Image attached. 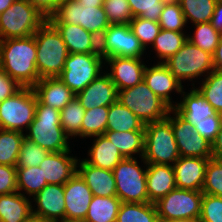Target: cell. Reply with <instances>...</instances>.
<instances>
[{
	"mask_svg": "<svg viewBox=\"0 0 222 222\" xmlns=\"http://www.w3.org/2000/svg\"><path fill=\"white\" fill-rule=\"evenodd\" d=\"M34 35L0 40V68L21 87H33L39 80Z\"/></svg>",
	"mask_w": 222,
	"mask_h": 222,
	"instance_id": "cell-1",
	"label": "cell"
},
{
	"mask_svg": "<svg viewBox=\"0 0 222 222\" xmlns=\"http://www.w3.org/2000/svg\"><path fill=\"white\" fill-rule=\"evenodd\" d=\"M25 137L48 152L70 150L69 136L61 126L60 111L38 100L34 120L29 125Z\"/></svg>",
	"mask_w": 222,
	"mask_h": 222,
	"instance_id": "cell-2",
	"label": "cell"
},
{
	"mask_svg": "<svg viewBox=\"0 0 222 222\" xmlns=\"http://www.w3.org/2000/svg\"><path fill=\"white\" fill-rule=\"evenodd\" d=\"M34 37L37 49L36 67L40 79L58 77L69 55L61 34L49 20H46Z\"/></svg>",
	"mask_w": 222,
	"mask_h": 222,
	"instance_id": "cell-3",
	"label": "cell"
},
{
	"mask_svg": "<svg viewBox=\"0 0 222 222\" xmlns=\"http://www.w3.org/2000/svg\"><path fill=\"white\" fill-rule=\"evenodd\" d=\"M142 157L147 164L171 166L180 157L171 122L167 118L145 124Z\"/></svg>",
	"mask_w": 222,
	"mask_h": 222,
	"instance_id": "cell-4",
	"label": "cell"
},
{
	"mask_svg": "<svg viewBox=\"0 0 222 222\" xmlns=\"http://www.w3.org/2000/svg\"><path fill=\"white\" fill-rule=\"evenodd\" d=\"M46 20L28 0H15L0 14V40L32 36Z\"/></svg>",
	"mask_w": 222,
	"mask_h": 222,
	"instance_id": "cell-5",
	"label": "cell"
},
{
	"mask_svg": "<svg viewBox=\"0 0 222 222\" xmlns=\"http://www.w3.org/2000/svg\"><path fill=\"white\" fill-rule=\"evenodd\" d=\"M117 101L132 111L144 124L167 118L170 107L142 81L118 91Z\"/></svg>",
	"mask_w": 222,
	"mask_h": 222,
	"instance_id": "cell-6",
	"label": "cell"
},
{
	"mask_svg": "<svg viewBox=\"0 0 222 222\" xmlns=\"http://www.w3.org/2000/svg\"><path fill=\"white\" fill-rule=\"evenodd\" d=\"M141 159L145 164L144 170L134 156V158L122 159L112 171L116 182V196L121 202H150L146 187L147 163L143 157Z\"/></svg>",
	"mask_w": 222,
	"mask_h": 222,
	"instance_id": "cell-7",
	"label": "cell"
},
{
	"mask_svg": "<svg viewBox=\"0 0 222 222\" xmlns=\"http://www.w3.org/2000/svg\"><path fill=\"white\" fill-rule=\"evenodd\" d=\"M164 64L180 84H182V80L193 81L203 74L205 78L214 70L213 55L203 51L188 40Z\"/></svg>",
	"mask_w": 222,
	"mask_h": 222,
	"instance_id": "cell-8",
	"label": "cell"
},
{
	"mask_svg": "<svg viewBox=\"0 0 222 222\" xmlns=\"http://www.w3.org/2000/svg\"><path fill=\"white\" fill-rule=\"evenodd\" d=\"M48 20L52 24L79 25L99 39L110 26L103 6L82 7L77 0H64Z\"/></svg>",
	"mask_w": 222,
	"mask_h": 222,
	"instance_id": "cell-9",
	"label": "cell"
},
{
	"mask_svg": "<svg viewBox=\"0 0 222 222\" xmlns=\"http://www.w3.org/2000/svg\"><path fill=\"white\" fill-rule=\"evenodd\" d=\"M36 104L37 97L31 87H22L0 102V129L26 132L34 120Z\"/></svg>",
	"mask_w": 222,
	"mask_h": 222,
	"instance_id": "cell-10",
	"label": "cell"
},
{
	"mask_svg": "<svg viewBox=\"0 0 222 222\" xmlns=\"http://www.w3.org/2000/svg\"><path fill=\"white\" fill-rule=\"evenodd\" d=\"M102 64L105 59L101 54L69 53L58 78L76 95L103 73Z\"/></svg>",
	"mask_w": 222,
	"mask_h": 222,
	"instance_id": "cell-11",
	"label": "cell"
},
{
	"mask_svg": "<svg viewBox=\"0 0 222 222\" xmlns=\"http://www.w3.org/2000/svg\"><path fill=\"white\" fill-rule=\"evenodd\" d=\"M202 197V191L174 188L155 202L159 221L180 218L199 220Z\"/></svg>",
	"mask_w": 222,
	"mask_h": 222,
	"instance_id": "cell-12",
	"label": "cell"
},
{
	"mask_svg": "<svg viewBox=\"0 0 222 222\" xmlns=\"http://www.w3.org/2000/svg\"><path fill=\"white\" fill-rule=\"evenodd\" d=\"M99 53L106 59L113 56L142 58L145 53L129 24H111L99 39Z\"/></svg>",
	"mask_w": 222,
	"mask_h": 222,
	"instance_id": "cell-13",
	"label": "cell"
},
{
	"mask_svg": "<svg viewBox=\"0 0 222 222\" xmlns=\"http://www.w3.org/2000/svg\"><path fill=\"white\" fill-rule=\"evenodd\" d=\"M167 119L171 122L181 157L212 158V144L196 132L193 125L175 109H170Z\"/></svg>",
	"mask_w": 222,
	"mask_h": 222,
	"instance_id": "cell-14",
	"label": "cell"
},
{
	"mask_svg": "<svg viewBox=\"0 0 222 222\" xmlns=\"http://www.w3.org/2000/svg\"><path fill=\"white\" fill-rule=\"evenodd\" d=\"M93 193L76 172L64 184L65 221H84Z\"/></svg>",
	"mask_w": 222,
	"mask_h": 222,
	"instance_id": "cell-15",
	"label": "cell"
},
{
	"mask_svg": "<svg viewBox=\"0 0 222 222\" xmlns=\"http://www.w3.org/2000/svg\"><path fill=\"white\" fill-rule=\"evenodd\" d=\"M32 215L50 222L65 221L64 185L47 184L33 198Z\"/></svg>",
	"mask_w": 222,
	"mask_h": 222,
	"instance_id": "cell-16",
	"label": "cell"
},
{
	"mask_svg": "<svg viewBox=\"0 0 222 222\" xmlns=\"http://www.w3.org/2000/svg\"><path fill=\"white\" fill-rule=\"evenodd\" d=\"M141 58H125L113 56L105 59L110 66L107 73L116 85L117 91L124 90L141 83L144 80L146 64Z\"/></svg>",
	"mask_w": 222,
	"mask_h": 222,
	"instance_id": "cell-17",
	"label": "cell"
},
{
	"mask_svg": "<svg viewBox=\"0 0 222 222\" xmlns=\"http://www.w3.org/2000/svg\"><path fill=\"white\" fill-rule=\"evenodd\" d=\"M103 74L76 94V98L85 110L101 106L109 107L117 101L118 91L116 85L106 72Z\"/></svg>",
	"mask_w": 222,
	"mask_h": 222,
	"instance_id": "cell-18",
	"label": "cell"
},
{
	"mask_svg": "<svg viewBox=\"0 0 222 222\" xmlns=\"http://www.w3.org/2000/svg\"><path fill=\"white\" fill-rule=\"evenodd\" d=\"M70 152H49L40 163L47 184L64 185L77 172L78 158L70 156Z\"/></svg>",
	"mask_w": 222,
	"mask_h": 222,
	"instance_id": "cell-19",
	"label": "cell"
},
{
	"mask_svg": "<svg viewBox=\"0 0 222 222\" xmlns=\"http://www.w3.org/2000/svg\"><path fill=\"white\" fill-rule=\"evenodd\" d=\"M209 159L180 156L173 164L176 188L202 191Z\"/></svg>",
	"mask_w": 222,
	"mask_h": 222,
	"instance_id": "cell-20",
	"label": "cell"
},
{
	"mask_svg": "<svg viewBox=\"0 0 222 222\" xmlns=\"http://www.w3.org/2000/svg\"><path fill=\"white\" fill-rule=\"evenodd\" d=\"M147 86L156 94L162 101H164L171 109L176 107L174 101L170 97L172 90L181 94L184 89L171 74L168 67L164 63H156L152 67L145 68L144 80ZM173 102V103H172Z\"/></svg>",
	"mask_w": 222,
	"mask_h": 222,
	"instance_id": "cell-21",
	"label": "cell"
},
{
	"mask_svg": "<svg viewBox=\"0 0 222 222\" xmlns=\"http://www.w3.org/2000/svg\"><path fill=\"white\" fill-rule=\"evenodd\" d=\"M32 88L40 103L59 111L76 97L58 77L41 78Z\"/></svg>",
	"mask_w": 222,
	"mask_h": 222,
	"instance_id": "cell-22",
	"label": "cell"
},
{
	"mask_svg": "<svg viewBox=\"0 0 222 222\" xmlns=\"http://www.w3.org/2000/svg\"><path fill=\"white\" fill-rule=\"evenodd\" d=\"M77 173L91 189L93 196H116V182L111 170L95 167L84 159L77 161Z\"/></svg>",
	"mask_w": 222,
	"mask_h": 222,
	"instance_id": "cell-23",
	"label": "cell"
},
{
	"mask_svg": "<svg viewBox=\"0 0 222 222\" xmlns=\"http://www.w3.org/2000/svg\"><path fill=\"white\" fill-rule=\"evenodd\" d=\"M62 36L69 53L100 54L99 38L79 25L53 24Z\"/></svg>",
	"mask_w": 222,
	"mask_h": 222,
	"instance_id": "cell-24",
	"label": "cell"
},
{
	"mask_svg": "<svg viewBox=\"0 0 222 222\" xmlns=\"http://www.w3.org/2000/svg\"><path fill=\"white\" fill-rule=\"evenodd\" d=\"M146 187L149 201L157 202L176 188L173 166L163 164H147Z\"/></svg>",
	"mask_w": 222,
	"mask_h": 222,
	"instance_id": "cell-25",
	"label": "cell"
},
{
	"mask_svg": "<svg viewBox=\"0 0 222 222\" xmlns=\"http://www.w3.org/2000/svg\"><path fill=\"white\" fill-rule=\"evenodd\" d=\"M193 87L187 93L182 90L179 103H176L174 108L184 119L190 122L192 125L203 121L206 117L213 116L217 112L212 108L208 101Z\"/></svg>",
	"mask_w": 222,
	"mask_h": 222,
	"instance_id": "cell-26",
	"label": "cell"
},
{
	"mask_svg": "<svg viewBox=\"0 0 222 222\" xmlns=\"http://www.w3.org/2000/svg\"><path fill=\"white\" fill-rule=\"evenodd\" d=\"M95 139L93 145L88 150V157L84 159L88 164L95 167L111 170L122 160L124 157L117 147L105 136H93Z\"/></svg>",
	"mask_w": 222,
	"mask_h": 222,
	"instance_id": "cell-27",
	"label": "cell"
},
{
	"mask_svg": "<svg viewBox=\"0 0 222 222\" xmlns=\"http://www.w3.org/2000/svg\"><path fill=\"white\" fill-rule=\"evenodd\" d=\"M31 203L18 191L0 195V222H25L32 216Z\"/></svg>",
	"mask_w": 222,
	"mask_h": 222,
	"instance_id": "cell-28",
	"label": "cell"
},
{
	"mask_svg": "<svg viewBox=\"0 0 222 222\" xmlns=\"http://www.w3.org/2000/svg\"><path fill=\"white\" fill-rule=\"evenodd\" d=\"M104 135L118 148L124 158H139L144 153V130L111 131L106 130Z\"/></svg>",
	"mask_w": 222,
	"mask_h": 222,
	"instance_id": "cell-29",
	"label": "cell"
},
{
	"mask_svg": "<svg viewBox=\"0 0 222 222\" xmlns=\"http://www.w3.org/2000/svg\"><path fill=\"white\" fill-rule=\"evenodd\" d=\"M144 129L145 124L119 101L109 106L107 130L121 132Z\"/></svg>",
	"mask_w": 222,
	"mask_h": 222,
	"instance_id": "cell-30",
	"label": "cell"
},
{
	"mask_svg": "<svg viewBox=\"0 0 222 222\" xmlns=\"http://www.w3.org/2000/svg\"><path fill=\"white\" fill-rule=\"evenodd\" d=\"M121 200L117 196H93L85 222H116Z\"/></svg>",
	"mask_w": 222,
	"mask_h": 222,
	"instance_id": "cell-31",
	"label": "cell"
},
{
	"mask_svg": "<svg viewBox=\"0 0 222 222\" xmlns=\"http://www.w3.org/2000/svg\"><path fill=\"white\" fill-rule=\"evenodd\" d=\"M116 222H160L155 203L122 202Z\"/></svg>",
	"mask_w": 222,
	"mask_h": 222,
	"instance_id": "cell-32",
	"label": "cell"
},
{
	"mask_svg": "<svg viewBox=\"0 0 222 222\" xmlns=\"http://www.w3.org/2000/svg\"><path fill=\"white\" fill-rule=\"evenodd\" d=\"M186 41L187 35L184 32L161 29L152 44V48L160 60L159 63H164L176 54Z\"/></svg>",
	"mask_w": 222,
	"mask_h": 222,
	"instance_id": "cell-33",
	"label": "cell"
},
{
	"mask_svg": "<svg viewBox=\"0 0 222 222\" xmlns=\"http://www.w3.org/2000/svg\"><path fill=\"white\" fill-rule=\"evenodd\" d=\"M24 137L23 132L0 129V164L16 166Z\"/></svg>",
	"mask_w": 222,
	"mask_h": 222,
	"instance_id": "cell-34",
	"label": "cell"
},
{
	"mask_svg": "<svg viewBox=\"0 0 222 222\" xmlns=\"http://www.w3.org/2000/svg\"><path fill=\"white\" fill-rule=\"evenodd\" d=\"M186 23L193 25L211 21L218 0H178ZM188 21V22H187Z\"/></svg>",
	"mask_w": 222,
	"mask_h": 222,
	"instance_id": "cell-35",
	"label": "cell"
},
{
	"mask_svg": "<svg viewBox=\"0 0 222 222\" xmlns=\"http://www.w3.org/2000/svg\"><path fill=\"white\" fill-rule=\"evenodd\" d=\"M17 169V191L29 198L34 197L40 190H42L47 182L43 179L42 169L37 167H16Z\"/></svg>",
	"mask_w": 222,
	"mask_h": 222,
	"instance_id": "cell-36",
	"label": "cell"
},
{
	"mask_svg": "<svg viewBox=\"0 0 222 222\" xmlns=\"http://www.w3.org/2000/svg\"><path fill=\"white\" fill-rule=\"evenodd\" d=\"M109 107H97L85 110L81 124V137L90 138L97 135H104L107 130V116Z\"/></svg>",
	"mask_w": 222,
	"mask_h": 222,
	"instance_id": "cell-37",
	"label": "cell"
},
{
	"mask_svg": "<svg viewBox=\"0 0 222 222\" xmlns=\"http://www.w3.org/2000/svg\"><path fill=\"white\" fill-rule=\"evenodd\" d=\"M84 113L85 109L76 97L60 111L61 126L69 137H81Z\"/></svg>",
	"mask_w": 222,
	"mask_h": 222,
	"instance_id": "cell-38",
	"label": "cell"
},
{
	"mask_svg": "<svg viewBox=\"0 0 222 222\" xmlns=\"http://www.w3.org/2000/svg\"><path fill=\"white\" fill-rule=\"evenodd\" d=\"M196 89L208 101L212 108L222 114V72L213 70Z\"/></svg>",
	"mask_w": 222,
	"mask_h": 222,
	"instance_id": "cell-39",
	"label": "cell"
},
{
	"mask_svg": "<svg viewBox=\"0 0 222 222\" xmlns=\"http://www.w3.org/2000/svg\"><path fill=\"white\" fill-rule=\"evenodd\" d=\"M193 36L188 35L187 40L203 51L213 55L219 44L222 33L214 29L210 22L195 24Z\"/></svg>",
	"mask_w": 222,
	"mask_h": 222,
	"instance_id": "cell-40",
	"label": "cell"
},
{
	"mask_svg": "<svg viewBox=\"0 0 222 222\" xmlns=\"http://www.w3.org/2000/svg\"><path fill=\"white\" fill-rule=\"evenodd\" d=\"M158 23L161 29L184 32L187 23L178 0L165 2Z\"/></svg>",
	"mask_w": 222,
	"mask_h": 222,
	"instance_id": "cell-41",
	"label": "cell"
},
{
	"mask_svg": "<svg viewBox=\"0 0 222 222\" xmlns=\"http://www.w3.org/2000/svg\"><path fill=\"white\" fill-rule=\"evenodd\" d=\"M129 26L145 50L150 44L152 46L155 38L158 36L161 30L158 22L150 21L142 17H133L129 22Z\"/></svg>",
	"mask_w": 222,
	"mask_h": 222,
	"instance_id": "cell-42",
	"label": "cell"
},
{
	"mask_svg": "<svg viewBox=\"0 0 222 222\" xmlns=\"http://www.w3.org/2000/svg\"><path fill=\"white\" fill-rule=\"evenodd\" d=\"M49 152L40 145L24 137L16 167H37Z\"/></svg>",
	"mask_w": 222,
	"mask_h": 222,
	"instance_id": "cell-43",
	"label": "cell"
},
{
	"mask_svg": "<svg viewBox=\"0 0 222 222\" xmlns=\"http://www.w3.org/2000/svg\"><path fill=\"white\" fill-rule=\"evenodd\" d=\"M202 193L222 197V160H208Z\"/></svg>",
	"mask_w": 222,
	"mask_h": 222,
	"instance_id": "cell-44",
	"label": "cell"
},
{
	"mask_svg": "<svg viewBox=\"0 0 222 222\" xmlns=\"http://www.w3.org/2000/svg\"><path fill=\"white\" fill-rule=\"evenodd\" d=\"M166 0H128L134 17L158 22Z\"/></svg>",
	"mask_w": 222,
	"mask_h": 222,
	"instance_id": "cell-45",
	"label": "cell"
},
{
	"mask_svg": "<svg viewBox=\"0 0 222 222\" xmlns=\"http://www.w3.org/2000/svg\"><path fill=\"white\" fill-rule=\"evenodd\" d=\"M103 7L111 24H129L134 17L128 0H104Z\"/></svg>",
	"mask_w": 222,
	"mask_h": 222,
	"instance_id": "cell-46",
	"label": "cell"
},
{
	"mask_svg": "<svg viewBox=\"0 0 222 222\" xmlns=\"http://www.w3.org/2000/svg\"><path fill=\"white\" fill-rule=\"evenodd\" d=\"M199 222H222V197L203 193Z\"/></svg>",
	"mask_w": 222,
	"mask_h": 222,
	"instance_id": "cell-47",
	"label": "cell"
},
{
	"mask_svg": "<svg viewBox=\"0 0 222 222\" xmlns=\"http://www.w3.org/2000/svg\"><path fill=\"white\" fill-rule=\"evenodd\" d=\"M222 126V114L216 113L206 117L203 121L193 125L196 132L208 140L211 144L215 141L217 134Z\"/></svg>",
	"mask_w": 222,
	"mask_h": 222,
	"instance_id": "cell-48",
	"label": "cell"
},
{
	"mask_svg": "<svg viewBox=\"0 0 222 222\" xmlns=\"http://www.w3.org/2000/svg\"><path fill=\"white\" fill-rule=\"evenodd\" d=\"M16 166L0 164V195L17 192Z\"/></svg>",
	"mask_w": 222,
	"mask_h": 222,
	"instance_id": "cell-49",
	"label": "cell"
},
{
	"mask_svg": "<svg viewBox=\"0 0 222 222\" xmlns=\"http://www.w3.org/2000/svg\"><path fill=\"white\" fill-rule=\"evenodd\" d=\"M22 87L0 68V102L13 96Z\"/></svg>",
	"mask_w": 222,
	"mask_h": 222,
	"instance_id": "cell-50",
	"label": "cell"
},
{
	"mask_svg": "<svg viewBox=\"0 0 222 222\" xmlns=\"http://www.w3.org/2000/svg\"><path fill=\"white\" fill-rule=\"evenodd\" d=\"M47 20L53 16L64 0H28Z\"/></svg>",
	"mask_w": 222,
	"mask_h": 222,
	"instance_id": "cell-51",
	"label": "cell"
},
{
	"mask_svg": "<svg viewBox=\"0 0 222 222\" xmlns=\"http://www.w3.org/2000/svg\"><path fill=\"white\" fill-rule=\"evenodd\" d=\"M214 29L222 33V0H218L210 21Z\"/></svg>",
	"mask_w": 222,
	"mask_h": 222,
	"instance_id": "cell-52",
	"label": "cell"
},
{
	"mask_svg": "<svg viewBox=\"0 0 222 222\" xmlns=\"http://www.w3.org/2000/svg\"><path fill=\"white\" fill-rule=\"evenodd\" d=\"M212 158L222 160V126L212 143Z\"/></svg>",
	"mask_w": 222,
	"mask_h": 222,
	"instance_id": "cell-53",
	"label": "cell"
},
{
	"mask_svg": "<svg viewBox=\"0 0 222 222\" xmlns=\"http://www.w3.org/2000/svg\"><path fill=\"white\" fill-rule=\"evenodd\" d=\"M214 70L222 72V36L213 53Z\"/></svg>",
	"mask_w": 222,
	"mask_h": 222,
	"instance_id": "cell-54",
	"label": "cell"
},
{
	"mask_svg": "<svg viewBox=\"0 0 222 222\" xmlns=\"http://www.w3.org/2000/svg\"><path fill=\"white\" fill-rule=\"evenodd\" d=\"M80 6L102 7L104 0H77Z\"/></svg>",
	"mask_w": 222,
	"mask_h": 222,
	"instance_id": "cell-55",
	"label": "cell"
},
{
	"mask_svg": "<svg viewBox=\"0 0 222 222\" xmlns=\"http://www.w3.org/2000/svg\"><path fill=\"white\" fill-rule=\"evenodd\" d=\"M15 0H0V14L12 5Z\"/></svg>",
	"mask_w": 222,
	"mask_h": 222,
	"instance_id": "cell-56",
	"label": "cell"
},
{
	"mask_svg": "<svg viewBox=\"0 0 222 222\" xmlns=\"http://www.w3.org/2000/svg\"><path fill=\"white\" fill-rule=\"evenodd\" d=\"M160 222H199L198 220H194V219H172L169 221H160Z\"/></svg>",
	"mask_w": 222,
	"mask_h": 222,
	"instance_id": "cell-57",
	"label": "cell"
},
{
	"mask_svg": "<svg viewBox=\"0 0 222 222\" xmlns=\"http://www.w3.org/2000/svg\"><path fill=\"white\" fill-rule=\"evenodd\" d=\"M25 222H50V221H46V220H43L39 217H36V216H31L29 219H27Z\"/></svg>",
	"mask_w": 222,
	"mask_h": 222,
	"instance_id": "cell-58",
	"label": "cell"
},
{
	"mask_svg": "<svg viewBox=\"0 0 222 222\" xmlns=\"http://www.w3.org/2000/svg\"><path fill=\"white\" fill-rule=\"evenodd\" d=\"M63 222H85V221L76 220V221H63Z\"/></svg>",
	"mask_w": 222,
	"mask_h": 222,
	"instance_id": "cell-59",
	"label": "cell"
}]
</instances>
